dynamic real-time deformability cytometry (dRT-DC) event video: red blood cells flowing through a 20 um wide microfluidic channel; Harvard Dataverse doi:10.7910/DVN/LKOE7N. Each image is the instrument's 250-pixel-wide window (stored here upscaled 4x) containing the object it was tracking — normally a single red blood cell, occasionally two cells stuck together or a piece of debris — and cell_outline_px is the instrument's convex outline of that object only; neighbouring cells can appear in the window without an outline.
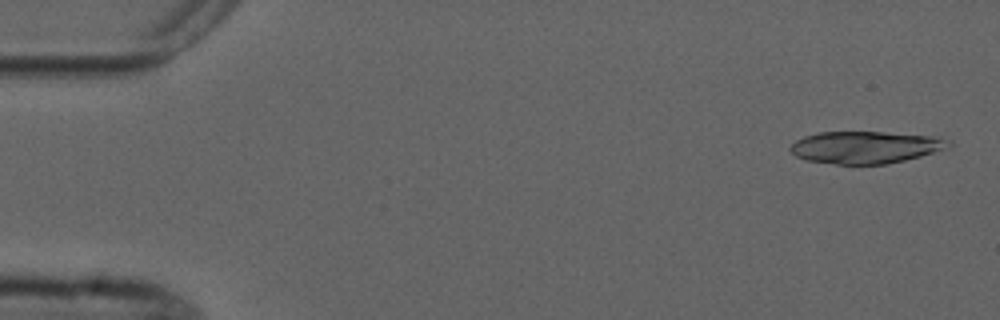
{"species": "common noctule bat (a hibernating species)", "species_latin": "Nyctalus noctula", "temperature_condition": "cold", "stored_images_in_passage": 6, "camera_frame_rate_fps": 3000, "um_per_image_px": 0.085, "animal": {"sex": "male", "forearm_length_mm": 52.5}, "frame": {"image": 1, "passage_image": 1, "time_ms": 0.0, "image_size_px": [1000, 320], "cell_outline_px": [[952, 144], [944, 148], [920, 156], [888, 164], [836, 164], [808, 160], [796, 156], [788, 148], [796, 140], [804, 136], [820, 132], [884, 132], [932, 136], [952, 140]], "centroid_in_image_um": [73.54, 12.51], "position_along_channel_um": 11.5, "area_um2": 29.42}}